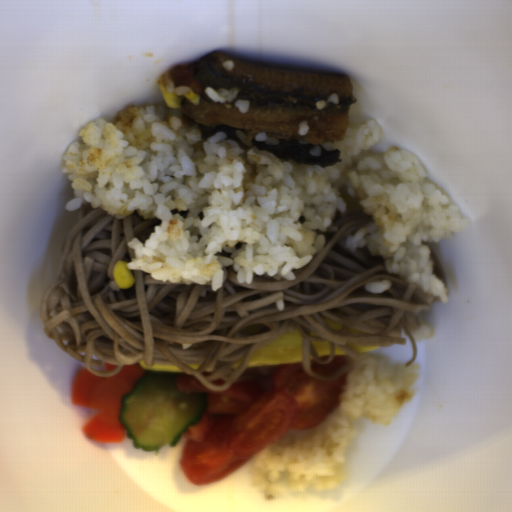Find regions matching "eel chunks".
Wrapping results in <instances>:
<instances>
[{
    "mask_svg": "<svg viewBox=\"0 0 512 512\" xmlns=\"http://www.w3.org/2000/svg\"><path fill=\"white\" fill-rule=\"evenodd\" d=\"M229 59L236 64L231 72L222 66ZM167 73L175 88L187 86L197 94L198 105L187 99L181 101L178 118L183 128L195 126L202 139L222 132L239 148L254 147L303 166L323 169L343 162L339 148L321 150V155H312L310 150L347 136L350 108L356 100L346 73L248 61L217 51L175 65ZM207 86L215 90L237 87L239 94L231 103H216L205 94ZM332 93H338L339 104L318 111L316 102ZM238 99L250 101L249 112L238 111L234 105ZM305 120L310 127L302 137L298 124ZM262 131L278 139V144L255 142Z\"/></svg>",
    "mask_w": 512,
    "mask_h": 512,
    "instance_id": "4dd315ae",
    "label": "eel chunks"
}]
</instances>
